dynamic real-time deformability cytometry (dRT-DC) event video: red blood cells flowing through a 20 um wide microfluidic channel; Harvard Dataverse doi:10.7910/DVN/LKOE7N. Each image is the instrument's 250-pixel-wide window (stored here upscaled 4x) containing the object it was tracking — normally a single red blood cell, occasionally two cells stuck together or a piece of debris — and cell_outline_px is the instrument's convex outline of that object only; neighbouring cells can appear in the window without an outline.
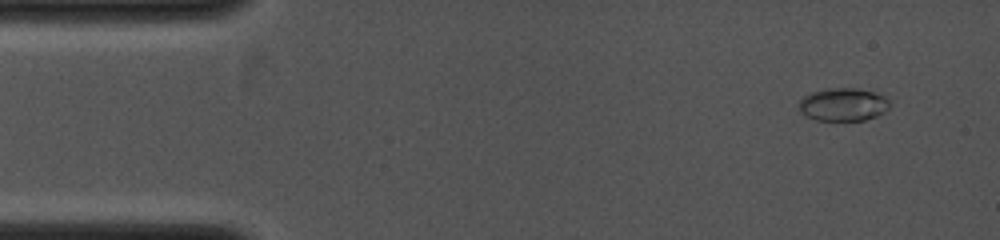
{"species": "common noctule bat (a hibernating species)", "species_latin": "Nyctalus noctula", "temperature_condition": "cold", "stored_images_in_passage": 12, "camera_frame_rate_fps": 4000, "um_per_image_px": 0.085, "animal": {"sex": "female", "body_mass_g": 19.0, "forearm_length_mm": 53.3}, "frame": {"image": 1, "passage_image": 2, "time_ms": 0.5, "image_size_px": [1000, 240], "cell_outline_px": [[892, 104], [884, 112], [876, 116], [864, 120], [816, 120], [804, 116], [800, 112], [800, 100], [804, 96], [812, 92], [828, 88], [856, 88], [872, 92], [884, 96]], "centroid_in_image_um": [71.67, 8.89], "position_along_channel_um": 13.3, "area_um2": 17.4}}
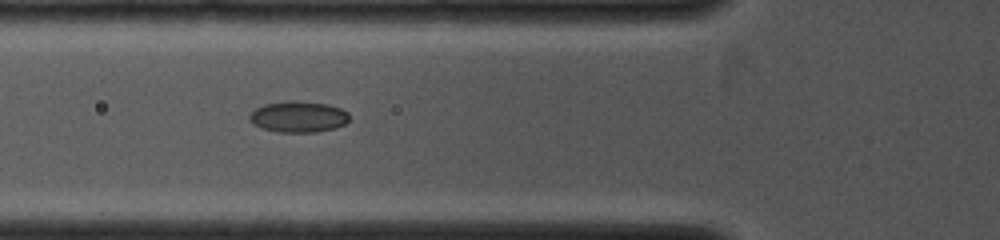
{"frame": {"image": 2, "passage_image": 9, "time_ms": 4.0, "image_size_px": [1000, 240], "cell_outline_px": [[348, 120], [344, 124], [336, 128], [316, 132], [276, 132], [260, 128], [252, 124], [248, 120], [248, 116], [256, 108], [264, 104], [288, 100], [292, 100], [328, 104], [340, 108], [348, 112]], "centroid_in_image_um": [25.32, 9.93], "position_along_channel_um": 100.5, "area_um2": 18.32}}
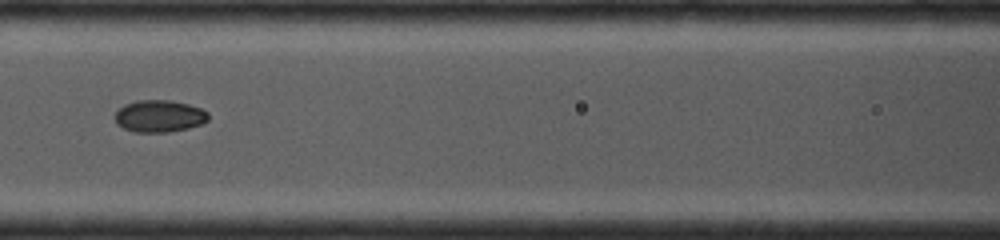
{"frame": {"image": 3, "passage_image": 11, "time_ms": 5.0, "image_size_px": [1000, 240], "cell_outline_px": [[208, 120], [200, 124], [188, 128], [168, 132], [132, 132], [116, 124], [116, 112], [124, 104], [136, 100], [172, 100], [188, 104], [200, 108], [208, 112]], "centroid_in_image_um": [13.53, 9.86], "position_along_channel_um": 153.1, "area_um2": 17.46}}